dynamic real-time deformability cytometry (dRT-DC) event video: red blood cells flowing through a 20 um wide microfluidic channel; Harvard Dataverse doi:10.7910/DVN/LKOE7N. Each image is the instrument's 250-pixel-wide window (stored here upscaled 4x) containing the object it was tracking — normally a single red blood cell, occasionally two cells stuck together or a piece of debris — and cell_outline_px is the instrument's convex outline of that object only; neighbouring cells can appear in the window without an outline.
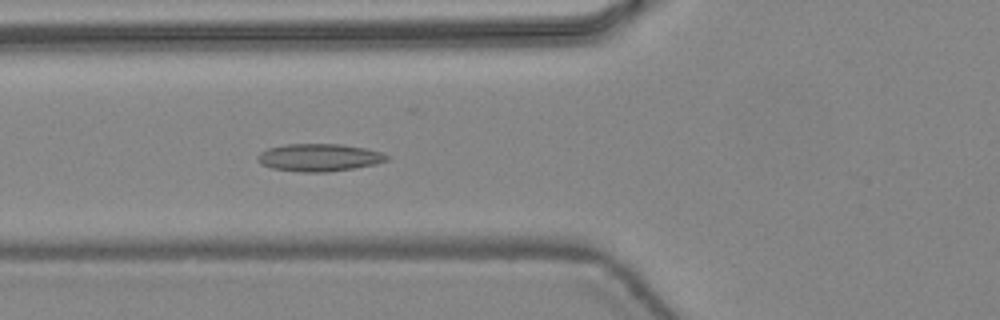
{"species": "common noctule bat (a hibernating species)", "species_latin": "Nyctalus noctula", "temperature_condition": "warm", "stored_images_in_passage": 47, "camera_frame_rate_fps": 3000, "um_per_image_px": 0.085, "animal": {"sex": "female", "body_mass_g": 24.6, "forearm_length_mm": 56.2}, "frame": {"image": 1, "passage_image": 19, "time_ms": 6.0, "image_size_px": [1000, 320], "cell_outline_px": [[392, 156], [388, 160], [376, 164], [328, 172], [300, 172], [272, 168], [260, 164], [256, 160], [256, 156], [260, 152], [268, 148], [284, 144], [340, 144], [364, 148], [384, 152]], "centroid_in_image_um": [27.13, 13.38], "position_along_channel_um": 98.7, "area_um2": 20.98}}
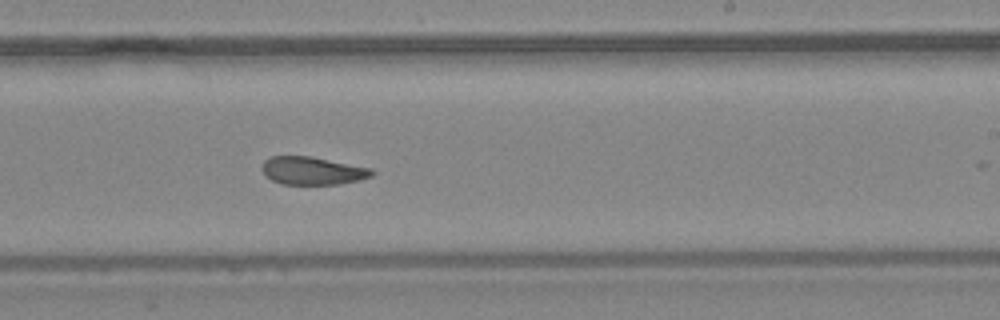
{"frame": {"image": 2, "passage_image": 30, "time_ms": 9.667, "image_size_px": [1000, 320], "cell_outline_px": [[376, 172], [372, 176], [360, 180], [340, 184], [280, 184], [272, 180], [260, 168], [264, 160], [268, 156], [312, 156], [372, 168]], "centroid_in_image_um": [26.58, 14.5], "position_along_channel_um": 262.4, "area_um2": 18.09}}
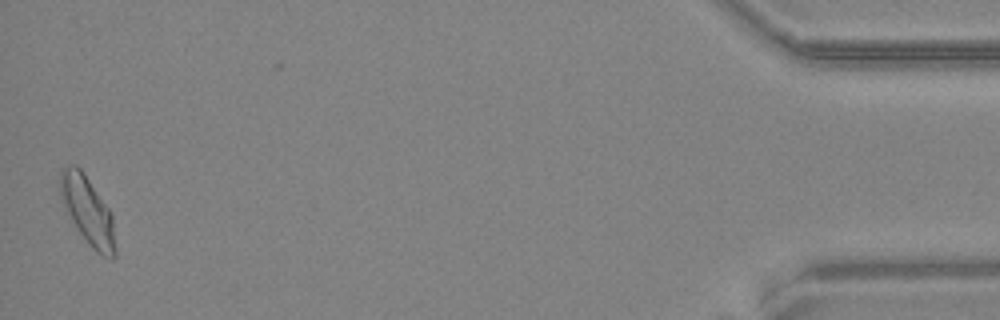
{"frame": {"image": 3, "passage_image": 47, "time_ms": 15.333, "image_size_px": [1000, 320], "cell_outline_px": [[116, 256], [112, 260], [100, 256], [88, 244], [72, 220], [60, 196], [60, 168], [68, 164], [76, 164], [84, 172], [108, 208], [112, 216], [116, 248]], "centroid_in_image_um": [7.47, 17.91], "position_along_channel_um": 427.7, "area_um2": 21.79}, "authors_computed_cell_mechanics": {"area_um2": 19.5942, "velocity_mm_per_s": 4.4552, "shape_relaxation_time_tau1_ms": null, "shape_relaxation_time_tau2_ms": 2.0863, "deformation_change_tau1": null, "deformation_change_tau2": 0.0834}}